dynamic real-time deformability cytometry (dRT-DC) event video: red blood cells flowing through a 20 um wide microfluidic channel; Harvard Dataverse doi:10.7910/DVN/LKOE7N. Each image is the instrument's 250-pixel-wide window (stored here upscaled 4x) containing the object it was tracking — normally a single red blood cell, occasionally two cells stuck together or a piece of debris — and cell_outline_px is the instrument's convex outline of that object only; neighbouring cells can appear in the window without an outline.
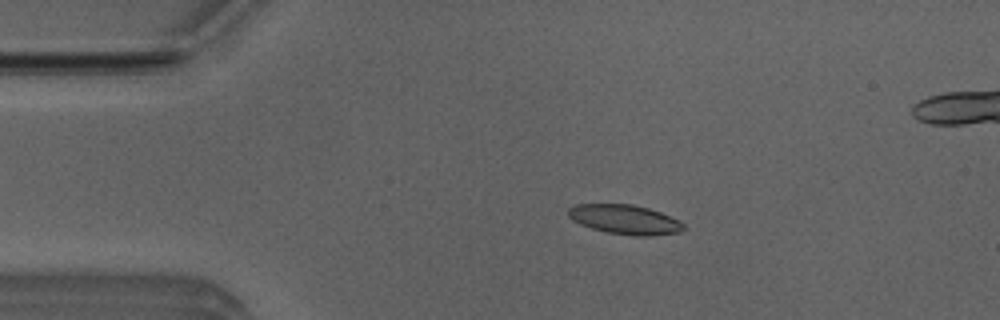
{"species": "Egyptian fruit bat (a non-hibernating species)", "species_latin": "Rousettus aegyptiacus", "temperature_condition": "room temperature", "stored_images_in_passage": 5, "camera_frame_rate_fps": 3000, "um_per_image_px": 0.085, "animal": {"sex": "male"}, "frame": {"image": 1, "passage_image": 3, "time_ms": 0.667, "image_size_px": [1000, 320], "cell_outline_px": [[684, 228], [676, 232], [648, 236], [636, 236], [608, 232], [592, 228], [580, 224], [572, 220], [568, 216], [568, 208], [576, 204], [632, 204], [648, 208], [660, 212], [680, 220], [684, 224]], "centroid_in_image_um": [53.09, 18.64], "position_along_channel_um": 31.9, "area_um2": 19.65}}